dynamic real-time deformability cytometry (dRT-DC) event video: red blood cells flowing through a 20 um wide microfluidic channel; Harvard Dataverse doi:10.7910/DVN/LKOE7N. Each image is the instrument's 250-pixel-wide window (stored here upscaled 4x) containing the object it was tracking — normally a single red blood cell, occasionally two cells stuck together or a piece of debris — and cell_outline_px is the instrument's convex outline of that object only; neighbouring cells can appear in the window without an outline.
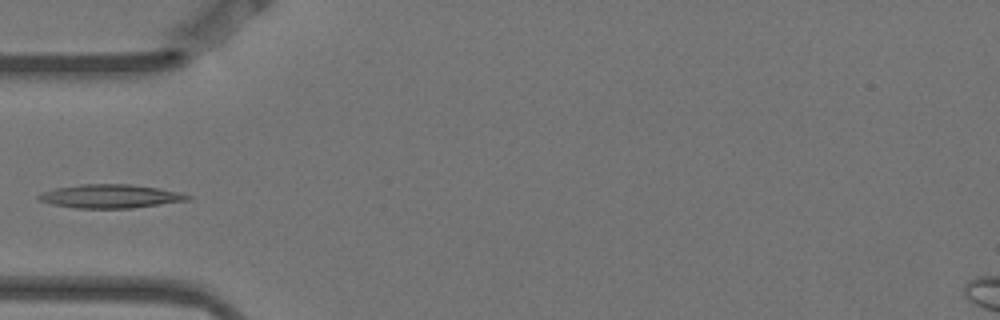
{"species": "Egyptian fruit bat (a non-hibernating species)", "species_latin": "Rousettus aegyptiacus", "temperature_condition": "warm", "stored_images_in_passage": 7, "camera_frame_rate_fps": 3000, "um_per_image_px": 0.085, "animal": {"sex": "female"}, "frame": {"image": 1, "passage_image": 5, "time_ms": 1.333, "image_size_px": [1000, 320], "cell_outline_px": [[192, 200], [132, 208], [76, 208], [52, 204], [36, 200], [36, 196], [44, 192], [56, 188], [80, 184], [132, 184], [160, 188], [180, 192], [192, 196]], "centroid_in_image_um": [9.42, 16.68], "position_along_channel_um": 75.6, "area_um2": 20.69}}
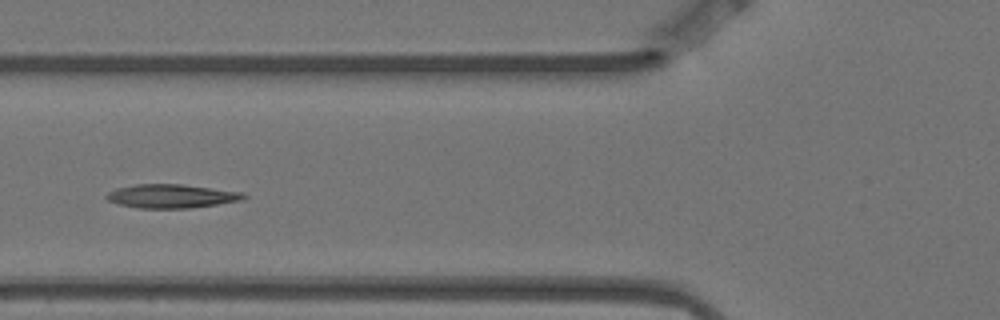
{"frame": {"image": 2, "passage_image": 6, "time_ms": 1.667, "image_size_px": [1000, 320], "cell_outline_px": [[248, 196], [244, 200], [188, 208], [140, 208], [120, 204], [108, 200], [104, 196], [108, 192], [116, 188], [136, 184], [184, 184], [244, 192]], "centroid_in_image_um": [14.61, 16.66], "position_along_channel_um": 111.2, "area_um2": 19.02}}
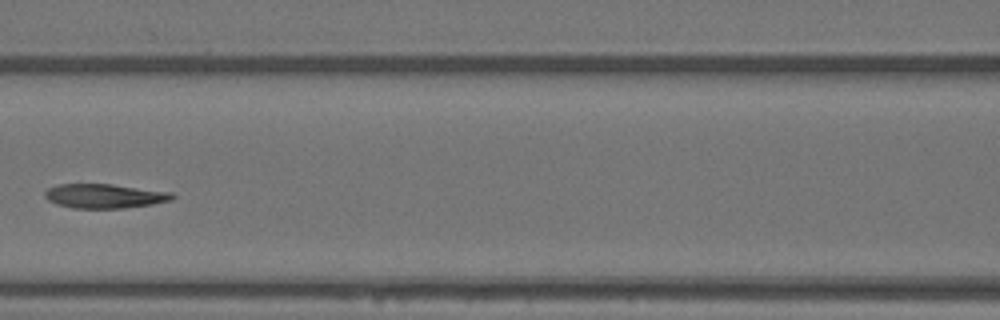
{"frame": {"image": 3, "passage_image": 7, "time_ms": 2.0, "image_size_px": [1000, 320], "cell_outline_px": [[176, 196], [172, 200], [152, 204], [124, 208], [72, 208], [56, 204], [48, 200], [44, 196], [44, 192], [48, 188], [60, 184], [112, 184], [172, 192]], "centroid_in_image_um": [8.89, 16.66], "position_along_channel_um": 157.7, "area_um2": 18.09}}